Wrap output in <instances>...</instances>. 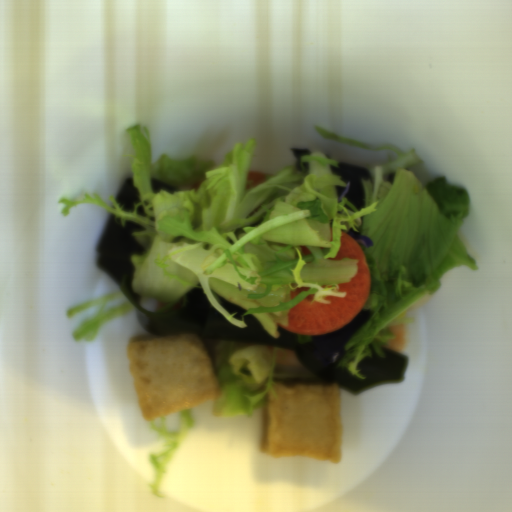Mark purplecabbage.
<instances>
[{
    "label": "purple cabbage",
    "instance_id": "c1f60e8f",
    "mask_svg": "<svg viewBox=\"0 0 512 512\" xmlns=\"http://www.w3.org/2000/svg\"><path fill=\"white\" fill-rule=\"evenodd\" d=\"M338 166H331V171L339 176L346 184L345 187L335 186L337 198L347 199L357 210L365 207V189L361 180L370 181L369 172L362 167L354 166L346 162H337Z\"/></svg>",
    "mask_w": 512,
    "mask_h": 512
},
{
    "label": "purple cabbage",
    "instance_id": "ea28d5fd",
    "mask_svg": "<svg viewBox=\"0 0 512 512\" xmlns=\"http://www.w3.org/2000/svg\"><path fill=\"white\" fill-rule=\"evenodd\" d=\"M290 153L295 157L296 170L305 171L308 170V165L305 162H301L302 157L305 154H310V151L307 148L303 147H295L290 149Z\"/></svg>",
    "mask_w": 512,
    "mask_h": 512
},
{
    "label": "purple cabbage",
    "instance_id": "f65ffa83",
    "mask_svg": "<svg viewBox=\"0 0 512 512\" xmlns=\"http://www.w3.org/2000/svg\"><path fill=\"white\" fill-rule=\"evenodd\" d=\"M347 235L352 238L358 246H364L366 249L373 246L372 241L366 235H362L353 228H349Z\"/></svg>",
    "mask_w": 512,
    "mask_h": 512
}]
</instances>
